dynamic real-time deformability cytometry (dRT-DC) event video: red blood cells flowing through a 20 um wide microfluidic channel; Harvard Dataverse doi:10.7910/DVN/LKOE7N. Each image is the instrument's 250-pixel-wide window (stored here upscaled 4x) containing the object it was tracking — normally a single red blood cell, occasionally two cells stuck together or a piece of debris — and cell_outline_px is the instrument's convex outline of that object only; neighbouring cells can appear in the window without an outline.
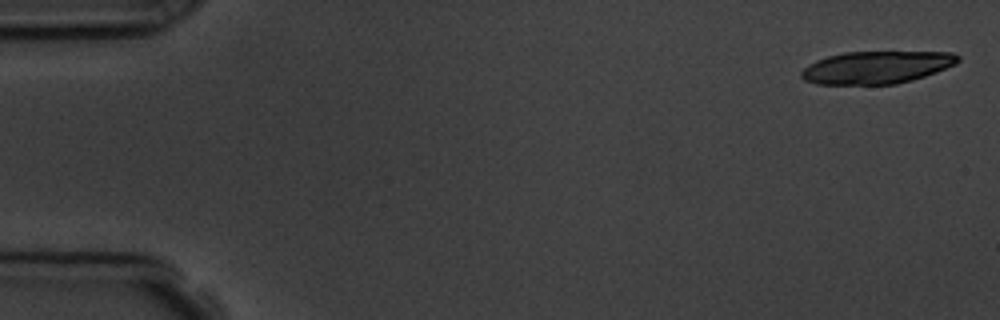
{"species": "common noctule bat (a hibernating species)", "species_latin": "Nyctalus noctula", "temperature_condition": "room temperature", "stored_images_in_passage": 5, "camera_frame_rate_fps": 3000, "um_per_image_px": 0.085, "animal": {"sex": "male", "body_mass_g": 19.5, "forearm_length_mm": 54.6}, "frame": {"image": 1, "passage_image": 1, "time_ms": 0.0, "image_size_px": [1000, 320], "cell_outline_px": [[960, 60], [956, 64], [936, 72], [912, 80], [896, 84], [816, 84], [804, 80], [800, 76], [800, 72], [808, 64], [816, 60], [828, 56], [844, 52], [952, 52], [960, 56]], "centroid_in_image_um": [74.5, 5.72], "position_along_channel_um": 10.5, "area_um2": 29.71}}